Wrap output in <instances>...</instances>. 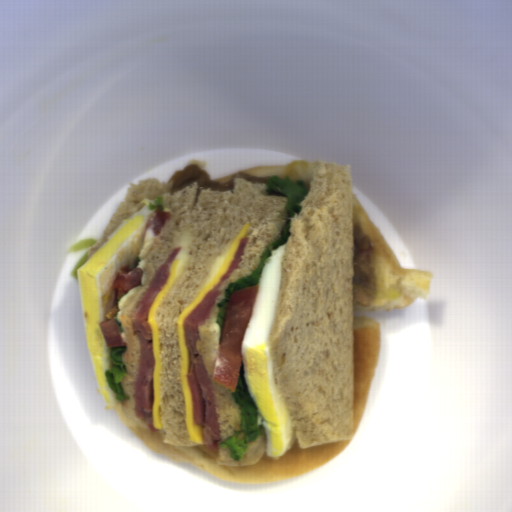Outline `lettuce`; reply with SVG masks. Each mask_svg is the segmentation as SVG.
<instances>
[{
  "label": "lettuce",
  "instance_id": "obj_5",
  "mask_svg": "<svg viewBox=\"0 0 512 512\" xmlns=\"http://www.w3.org/2000/svg\"><path fill=\"white\" fill-rule=\"evenodd\" d=\"M127 346H110L108 356L113 365L104 369L103 374L106 378L107 386L115 393L116 399L119 401L130 400V396L125 392L122 381L127 372L124 368L123 352H127Z\"/></svg>",
  "mask_w": 512,
  "mask_h": 512
},
{
  "label": "lettuce",
  "instance_id": "obj_4",
  "mask_svg": "<svg viewBox=\"0 0 512 512\" xmlns=\"http://www.w3.org/2000/svg\"><path fill=\"white\" fill-rule=\"evenodd\" d=\"M264 190L267 193L278 192L287 197L285 208L290 211V217H294V213H298L302 206L300 203L309 193L304 180L294 182L286 175L284 178L274 175L268 178Z\"/></svg>",
  "mask_w": 512,
  "mask_h": 512
},
{
  "label": "lettuce",
  "instance_id": "obj_7",
  "mask_svg": "<svg viewBox=\"0 0 512 512\" xmlns=\"http://www.w3.org/2000/svg\"><path fill=\"white\" fill-rule=\"evenodd\" d=\"M158 206H162V209L164 208H167L165 205H164V202H163V199L162 197H156L155 199V205H153L152 203H150L148 201V211H153L155 209H157Z\"/></svg>",
  "mask_w": 512,
  "mask_h": 512
},
{
  "label": "lettuce",
  "instance_id": "obj_6",
  "mask_svg": "<svg viewBox=\"0 0 512 512\" xmlns=\"http://www.w3.org/2000/svg\"><path fill=\"white\" fill-rule=\"evenodd\" d=\"M98 241L99 240L93 239V238H85V239H80L71 244V246L68 250V252L70 254L75 251H81V250L84 251L70 273L71 278H75L78 280L77 270L89 260L88 251Z\"/></svg>",
  "mask_w": 512,
  "mask_h": 512
},
{
  "label": "lettuce",
  "instance_id": "obj_8",
  "mask_svg": "<svg viewBox=\"0 0 512 512\" xmlns=\"http://www.w3.org/2000/svg\"><path fill=\"white\" fill-rule=\"evenodd\" d=\"M113 318L115 319L116 324H117V326H118V328H119L120 332H121V331H124V330H123V328H122L121 321L117 318L116 314L113 316Z\"/></svg>",
  "mask_w": 512,
  "mask_h": 512
},
{
  "label": "lettuce",
  "instance_id": "obj_3",
  "mask_svg": "<svg viewBox=\"0 0 512 512\" xmlns=\"http://www.w3.org/2000/svg\"><path fill=\"white\" fill-rule=\"evenodd\" d=\"M289 228H290V221L288 219V221L282 231L281 238L278 239L277 241L273 242L272 244L268 245L257 269L252 271L251 275H248L246 277H243L241 279H238L236 281L228 283V286L225 289L224 299L221 302H217V305L219 307V312L216 316L215 323L221 328L222 332H223V327H224V323H225V319H226V315H227V311H228V305H229L231 293L243 290L248 287H254L257 285V283L262 275L265 261L269 256L272 255V249H276L281 244H286V242L291 234L289 231Z\"/></svg>",
  "mask_w": 512,
  "mask_h": 512
},
{
  "label": "lettuce",
  "instance_id": "obj_2",
  "mask_svg": "<svg viewBox=\"0 0 512 512\" xmlns=\"http://www.w3.org/2000/svg\"><path fill=\"white\" fill-rule=\"evenodd\" d=\"M230 392L234 401L239 404L241 430H234V436H229L219 444L228 448L230 457L236 461L242 459L248 450L249 442L257 441L258 437H263L257 423L258 408L248 392L242 363L236 390H230Z\"/></svg>",
  "mask_w": 512,
  "mask_h": 512
},
{
  "label": "lettuce",
  "instance_id": "obj_1",
  "mask_svg": "<svg viewBox=\"0 0 512 512\" xmlns=\"http://www.w3.org/2000/svg\"><path fill=\"white\" fill-rule=\"evenodd\" d=\"M353 229V307L392 304L400 293L384 287L380 260L373 241L363 232L356 218Z\"/></svg>",
  "mask_w": 512,
  "mask_h": 512
}]
</instances>
